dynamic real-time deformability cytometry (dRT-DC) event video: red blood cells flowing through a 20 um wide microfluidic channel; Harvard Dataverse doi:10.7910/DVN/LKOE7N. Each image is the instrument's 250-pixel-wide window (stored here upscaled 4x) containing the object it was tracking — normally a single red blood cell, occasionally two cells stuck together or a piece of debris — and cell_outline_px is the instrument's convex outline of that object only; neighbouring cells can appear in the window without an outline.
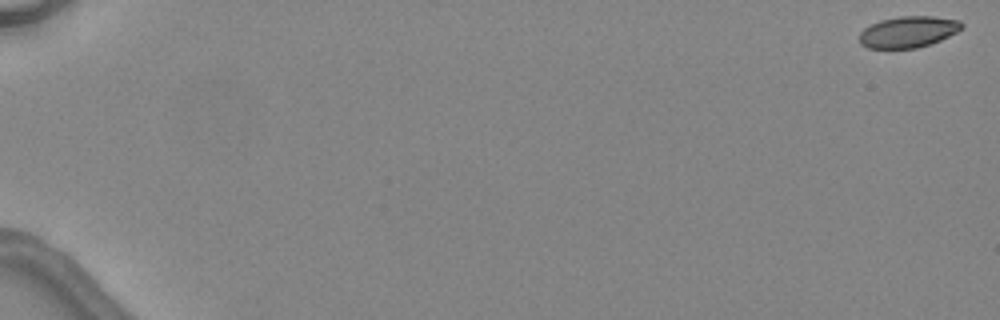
{"species": "common noctule bat (a hibernating species)", "species_latin": "Nyctalus noctula", "temperature_condition": "warm", "stored_images_in_passage": 2, "camera_frame_rate_fps": 3000, "um_per_image_px": 0.085, "animal": {"sex": "female", "body_mass_g": 24.6, "forearm_length_mm": 56.2}, "frame": {"image": 1, "passage_image": 1, "time_ms": 0.0, "image_size_px": [1000, 320], "cell_outline_px": [[964, 28], [940, 40], [916, 48], [868, 48], [860, 44], [860, 32], [864, 28], [880, 20], [900, 16], [932, 16], [960, 20], [964, 24]], "centroid_in_image_um": [77.21, 2.7], "position_along_channel_um": 7.8, "area_um2": 18.61}}
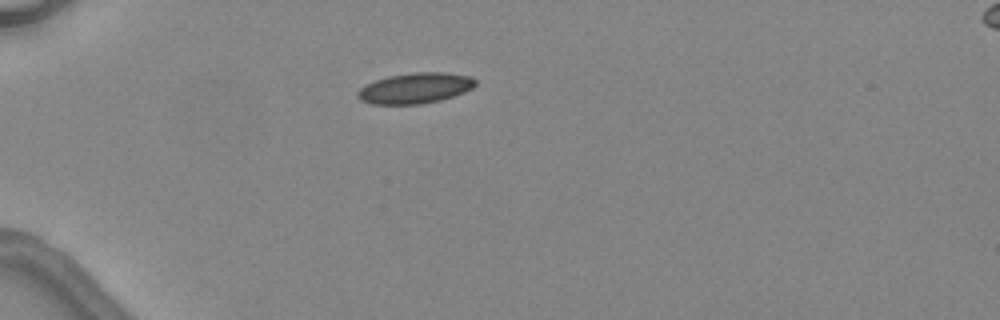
{"frame": {"image": 2, "passage_image": 2, "time_ms": 5.0, "image_size_px": [1000, 320], "cell_outline_px": [[476, 84], [472, 88], [464, 92], [440, 100], [420, 104], [372, 104], [360, 100], [356, 96], [356, 92], [364, 84], [388, 76], [416, 72], [444, 72], [468, 76], [476, 80]], "centroid_in_image_um": [35.25, 7.49], "position_along_channel_um": 49.8, "area_um2": 20.98}}